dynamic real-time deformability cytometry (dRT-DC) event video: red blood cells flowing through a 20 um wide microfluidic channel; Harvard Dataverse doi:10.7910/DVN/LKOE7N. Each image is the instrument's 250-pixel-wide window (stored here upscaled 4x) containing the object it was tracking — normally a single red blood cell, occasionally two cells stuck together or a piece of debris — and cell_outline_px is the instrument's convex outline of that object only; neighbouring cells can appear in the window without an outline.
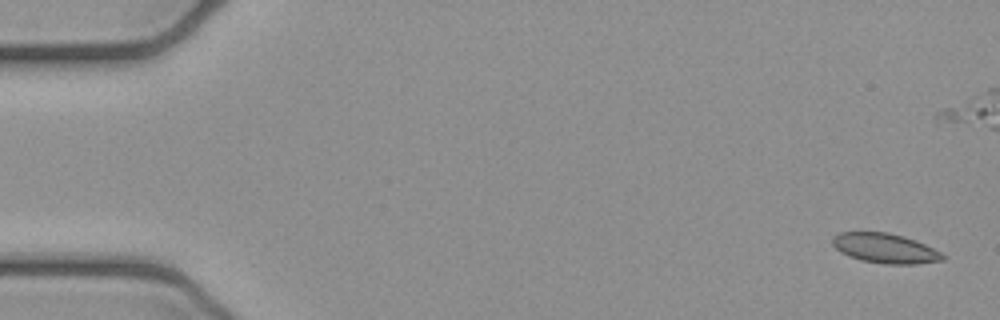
{"species": "common noctule bat (a hibernating species)", "species_latin": "Nyctalus noctula", "temperature_condition": "cold", "stored_images_in_passage": 7, "camera_frame_rate_fps": 3000, "um_per_image_px": 0.085, "animal": {"sex": "female", "body_mass_g": 21.9}, "frame": {"image": 1, "passage_image": 1, "time_ms": 0.0, "image_size_px": [1000, 320], "cell_outline_px": [[944, 260], [916, 264], [884, 264], [860, 260], [848, 256], [840, 252], [832, 244], [832, 236], [840, 232], [888, 232], [904, 236], [916, 240], [940, 252], [944, 256]], "centroid_in_image_um": [75.2, 21.1], "position_along_channel_um": 9.8, "area_um2": 19.19}}
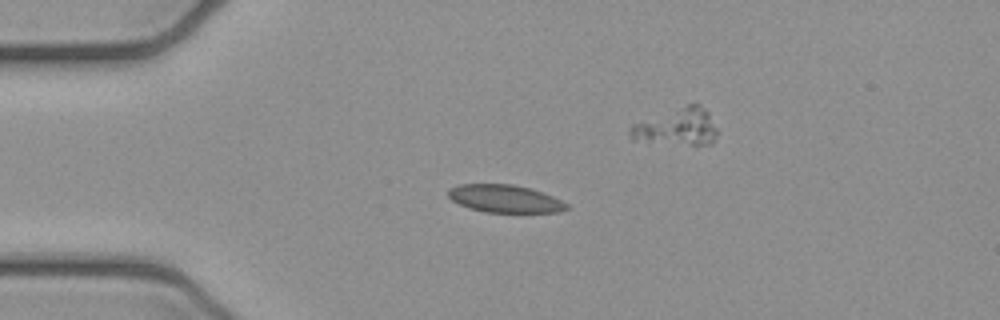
{"frame": {"image": 2, "passage_image": 4, "time_ms": 1.0, "image_size_px": [1000, 320], "cell_outline_px": [[568, 208], [560, 212], [484, 212], [468, 208], [452, 200], [448, 196], [448, 188], [460, 184], [512, 184], [532, 188], [544, 192], [568, 204]], "centroid_in_image_um": [42.91, 16.88], "position_along_channel_um": 42.1, "area_um2": 19.19}}
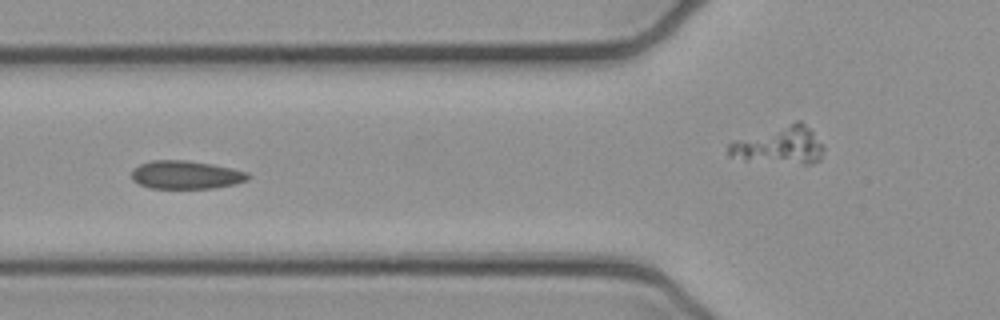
{"frame": {"image": 3, "passage_image": 6, "time_ms": 1.667, "image_size_px": [1000, 320], "cell_outline_px": [[252, 176], [248, 180], [236, 184], [212, 188], [152, 188], [140, 184], [132, 180], [132, 168], [140, 164], [152, 160], [188, 160], [212, 164], [232, 168], [248, 172]], "centroid_in_image_um": [15.83, 14.85], "position_along_channel_um": 110.0, "area_um2": 19.31}}